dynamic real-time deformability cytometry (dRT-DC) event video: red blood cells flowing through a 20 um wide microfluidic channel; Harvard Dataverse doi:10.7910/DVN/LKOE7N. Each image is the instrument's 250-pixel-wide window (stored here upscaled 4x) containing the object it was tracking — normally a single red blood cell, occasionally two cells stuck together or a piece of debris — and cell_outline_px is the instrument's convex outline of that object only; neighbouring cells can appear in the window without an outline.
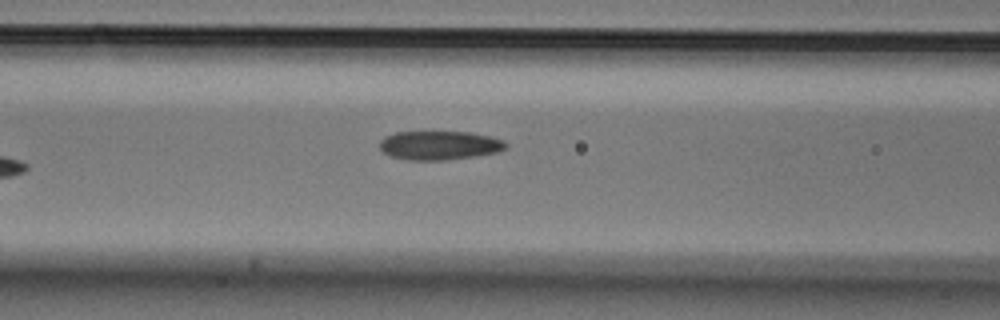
{"species": "Egyptian fruit bat (a non-hibernating species)", "species_latin": "Rousettus aegyptiacus", "temperature_condition": "cold", "stored_images_in_passage": 5, "camera_frame_rate_fps": 3000, "um_per_image_px": 0.085, "animal": {"sex": "male"}, "frame": {"image": 1, "passage_image": 5, "time_ms": 1.333, "image_size_px": [1000, 320], "cell_outline_px": [[508, 148], [496, 152], [476, 156], [444, 160], [404, 160], [388, 156], [380, 152], [380, 140], [384, 136], [396, 132], [472, 132], [504, 140], [508, 144]], "centroid_in_image_um": [37.31, 12.36], "position_along_channel_um": 129.3, "area_um2": 21.56}}